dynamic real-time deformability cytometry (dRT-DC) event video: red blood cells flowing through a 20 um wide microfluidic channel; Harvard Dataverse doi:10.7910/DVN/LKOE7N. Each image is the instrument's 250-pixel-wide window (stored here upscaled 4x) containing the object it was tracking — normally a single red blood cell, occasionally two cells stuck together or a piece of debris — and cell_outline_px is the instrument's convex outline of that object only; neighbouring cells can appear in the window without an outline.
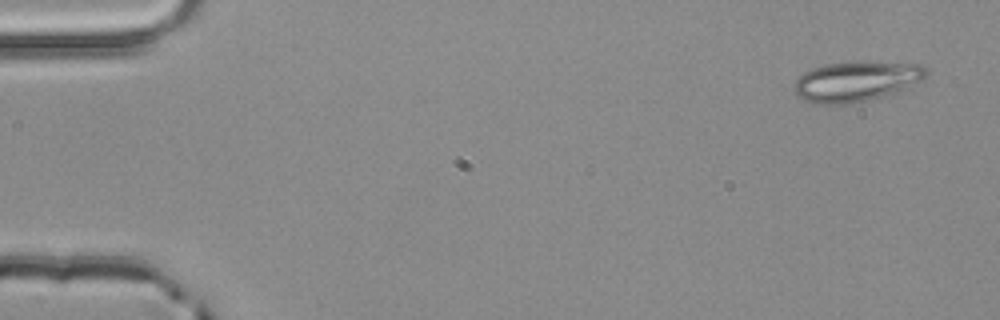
{"species": "common noctule bat (a hibernating species)", "species_latin": "Nyctalus noctula", "temperature_condition": "room temperature", "stored_images_in_passage": 4, "camera_frame_rate_fps": 3000, "um_per_image_px": 0.085, "animal": {"sex": "male", "body_mass_g": 20.4}, "frame": {"image": 1, "passage_image": 1, "time_ms": 0.0, "image_size_px": [1000, 320], "cell_outline_px": [[928, 72], [920, 80], [908, 88], [884, 96], [844, 104], [816, 104], [804, 100], [796, 96], [792, 88], [792, 84], [804, 72], [812, 68], [824, 64], [856, 60], [864, 60], [924, 64]], "centroid_in_image_um": [72.76, 6.88], "position_along_channel_um": 12.2, "area_um2": 31.56}}